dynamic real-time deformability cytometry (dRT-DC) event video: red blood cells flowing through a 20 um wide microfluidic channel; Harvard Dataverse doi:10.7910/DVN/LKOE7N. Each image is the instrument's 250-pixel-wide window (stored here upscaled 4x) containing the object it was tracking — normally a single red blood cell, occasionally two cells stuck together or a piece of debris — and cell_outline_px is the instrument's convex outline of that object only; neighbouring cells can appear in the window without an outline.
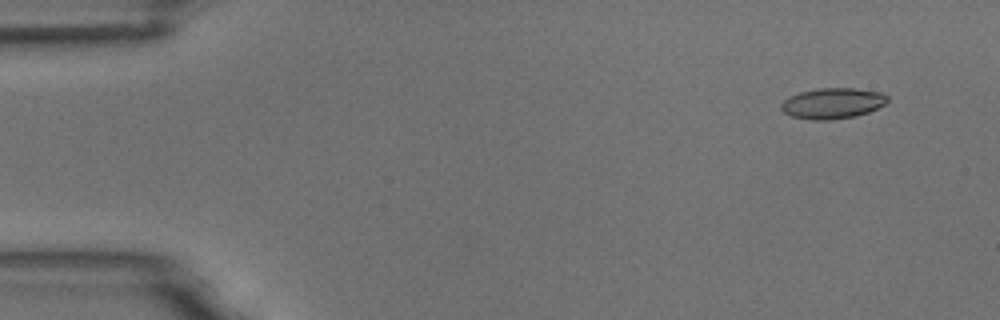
{"species": "common noctule bat (a hibernating species)", "species_latin": "Nyctalus noctula", "temperature_condition": "room temperature", "stored_images_in_passage": 10, "camera_frame_rate_fps": 3000, "um_per_image_px": 0.085, "animal": {"sex": "male", "body_mass_g": 18.8}, "frame": {"image": 1, "passage_image": 2, "time_ms": 1.0, "image_size_px": [1000, 320], "cell_outline_px": [[888, 100], [884, 104], [868, 112], [856, 116], [828, 120], [812, 120], [792, 116], [784, 112], [780, 108], [780, 104], [788, 96], [800, 92], [816, 88], [856, 88], [880, 92], [888, 96]], "centroid_in_image_um": [70.74, 8.77], "position_along_channel_um": 14.3, "area_um2": 19.07}}
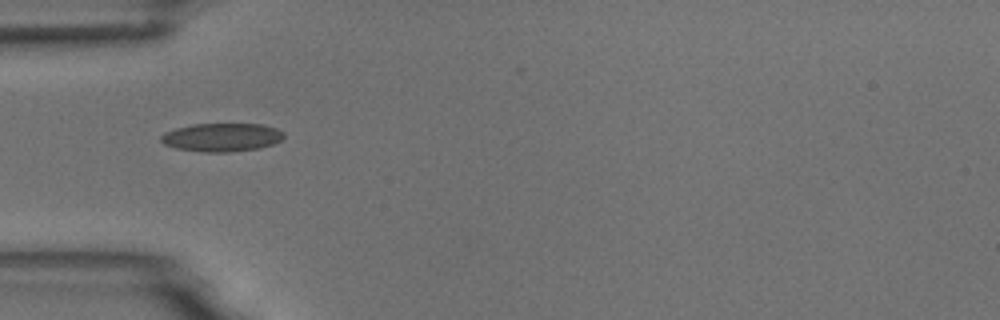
{"frame": {"image": 2, "passage_image": 5, "time_ms": 5.333, "image_size_px": [1000, 320], "cell_outline_px": [[284, 136], [280, 140], [272, 144], [256, 148], [228, 152], [200, 152], [176, 148], [164, 144], [160, 140], [160, 136], [164, 132], [176, 128], [192, 124], [264, 124], [276, 128], [284, 132]], "centroid_in_image_um": [18.82, 11.66], "position_along_channel_um": 66.2, "area_um2": 20.29}}
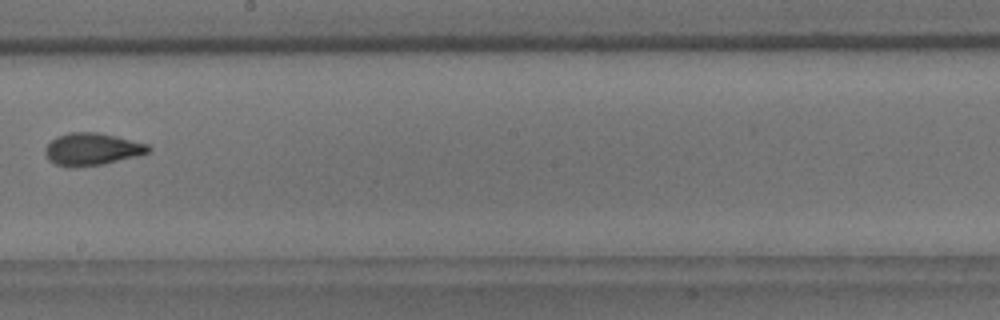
{"frame": {"image": 3, "passage_image": 9, "time_ms": 10.0, "image_size_px": [1000, 320], "cell_outline_px": [[152, 148], [148, 152], [136, 156], [104, 164], [72, 168], [56, 164], [48, 160], [44, 152], [44, 148], [56, 136], [68, 132], [96, 132], [116, 136], [148, 144]], "centroid_in_image_um": [7.79, 12.68], "position_along_channel_um": 240.4, "area_um2": 19.54}}